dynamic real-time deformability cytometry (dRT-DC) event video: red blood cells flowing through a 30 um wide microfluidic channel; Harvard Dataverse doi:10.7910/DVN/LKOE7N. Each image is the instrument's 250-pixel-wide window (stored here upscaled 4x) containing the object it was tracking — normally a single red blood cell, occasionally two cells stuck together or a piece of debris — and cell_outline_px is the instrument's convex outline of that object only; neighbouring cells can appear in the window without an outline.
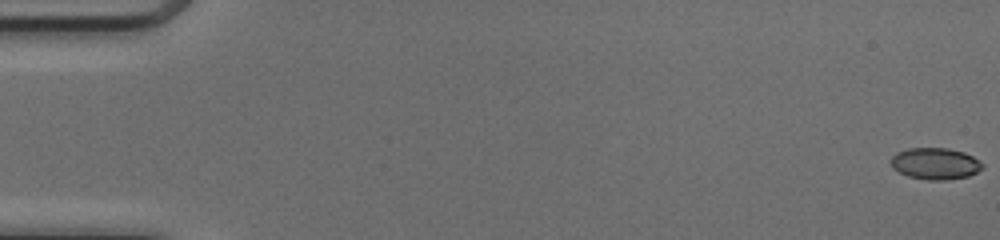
{"species": "common noctule bat (a hibernating species)", "species_latin": "Nyctalus noctula", "temperature_condition": "cold", "stored_images_in_passage": 51, "camera_frame_rate_fps": 3000, "um_per_image_px": 0.085, "animal": {"sex": "female", "body_mass_g": 17.0, "forearm_length_mm": 48.0}, "frame": {"image": 1, "passage_image": 1, "time_ms": 0.0, "image_size_px": [1000, 240], "cell_outline_px": [[984, 168], [968, 176], [944, 180], [928, 180], [908, 176], [892, 168], [892, 156], [896, 152], [908, 148], [948, 148], [964, 152], [972, 156], [984, 164]], "centroid_in_image_um": [79.51, 13.9], "position_along_channel_um": 5.5, "area_um2": 16.82}}
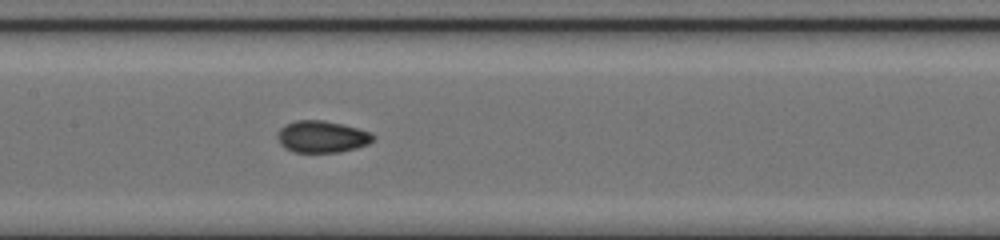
{"frame": {"image": 2, "passage_image": 26, "time_ms": 8.333, "image_size_px": [1000, 240], "cell_outline_px": [[376, 140], [368, 144], [356, 148], [340, 152], [296, 152], [284, 148], [280, 144], [276, 136], [280, 128], [284, 124], [296, 120], [324, 120], [344, 124], [372, 132], [376, 136]], "centroid_in_image_um": [27.39, 11.61], "position_along_channel_um": 180.0, "area_um2": 18.09}}
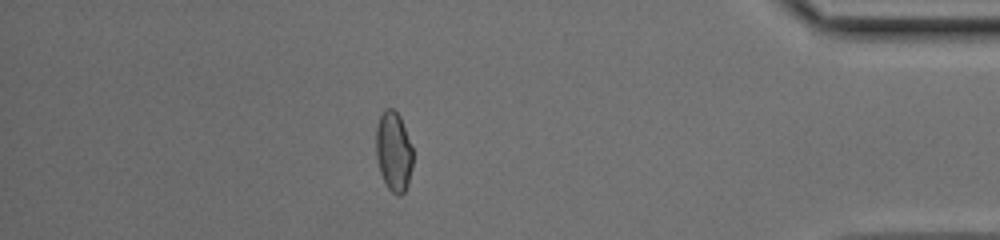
{"frame": {"image": 3, "passage_image": 45, "time_ms": 14.667, "image_size_px": [1000, 240], "cell_outline_px": [[412, 168], [408, 184], [404, 192], [400, 196], [396, 196], [388, 188], [380, 172], [376, 156], [376, 128], [380, 116], [384, 108], [392, 108], [400, 116], [412, 148]], "centroid_in_image_um": [33.45, 12.89], "position_along_channel_um": 401.7, "area_um2": 17.11}, "authors_computed_cell_mechanics": {"area_um2": 17.5134, "velocity_mm_per_s": 4.1408, "shape_relaxation_time_tau1_ms": 6.1238, "shape_relaxation_time_tau2_ms": 1.4188, "deformation_change_tau1": 0.1434, "deformation_change_tau2": 0.0431}}